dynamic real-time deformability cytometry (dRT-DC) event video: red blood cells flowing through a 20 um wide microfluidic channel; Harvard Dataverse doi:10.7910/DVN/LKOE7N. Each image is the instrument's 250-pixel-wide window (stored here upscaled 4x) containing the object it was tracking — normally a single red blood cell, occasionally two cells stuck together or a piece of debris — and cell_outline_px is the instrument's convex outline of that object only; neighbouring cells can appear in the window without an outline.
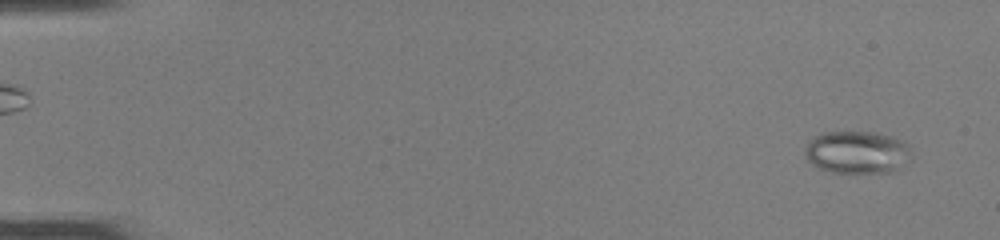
{"species": "common noctule bat (a hibernating species)", "species_latin": "Nyctalus noctula", "temperature_condition": "room temperature", "stored_images_in_passage": 49, "camera_frame_rate_fps": 3000, "um_per_image_px": 0.085, "animal": {"sex": "female", "body_mass_g": 22.0, "forearm_length_mm": 56.7}, "frame": {"image": 1, "passage_image": 3, "time_ms": 0.667, "image_size_px": [1000, 240], "cell_outline_px": [[912, 156], [896, 172], [832, 172], [820, 168], [812, 164], [808, 160], [804, 152], [804, 148], [812, 136], [820, 132], [876, 132], [892, 136], [904, 140], [908, 144]], "centroid_in_image_um": [72.86, 12.92], "position_along_channel_um": 12.1, "area_um2": 26.76}}
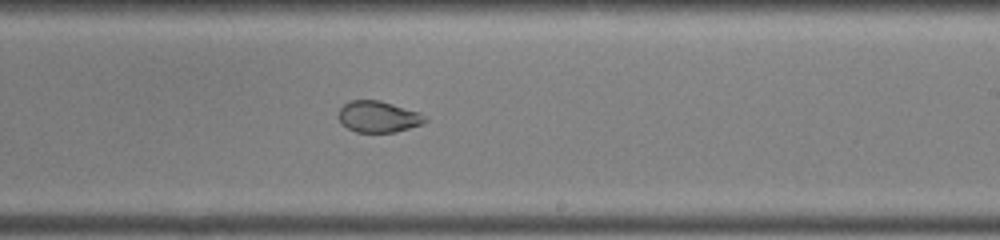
{"frame": {"image": 2, "passage_image": 31, "time_ms": 10.0, "image_size_px": [1000, 240], "cell_outline_px": [[428, 120], [420, 124], [408, 128], [392, 132], [356, 132], [348, 128], [336, 116], [340, 108], [348, 100], [380, 100], [420, 112]], "centroid_in_image_um": [32.12, 9.9], "position_along_channel_um": 256.9, "area_um2": 15.72}}
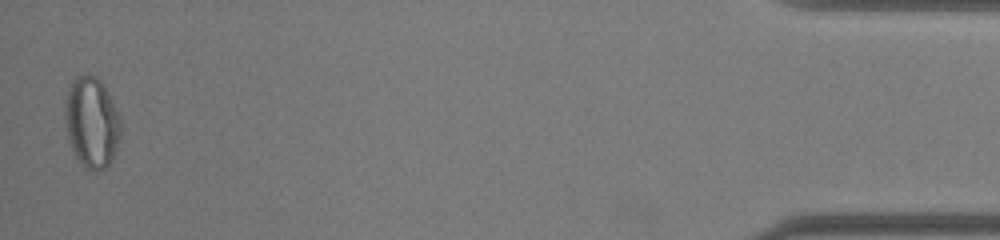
{"frame": {"image": 3, "passage_image": 49, "time_ms": 16.0, "image_size_px": [1000, 240], "cell_outline_px": [[120, 136], [112, 156], [108, 164], [100, 172], [92, 172], [84, 168], [72, 152], [68, 140], [64, 112], [64, 104], [68, 88], [72, 80], [76, 76], [84, 72], [96, 76], [100, 80], [120, 116]], "centroid_in_image_um": [7.75, 10.4], "position_along_channel_um": 427.5, "area_um2": 29.71}, "authors_computed_cell_mechanics": {"area_um2": 23.2934, "velocity_mm_per_s": 4.1387, "shape_relaxation_time_tau1_ms": null, "shape_relaxation_time_tau2_ms": 1.1531, "deformation_change_tau1": null, "deformation_change_tau2": 0.0544}}